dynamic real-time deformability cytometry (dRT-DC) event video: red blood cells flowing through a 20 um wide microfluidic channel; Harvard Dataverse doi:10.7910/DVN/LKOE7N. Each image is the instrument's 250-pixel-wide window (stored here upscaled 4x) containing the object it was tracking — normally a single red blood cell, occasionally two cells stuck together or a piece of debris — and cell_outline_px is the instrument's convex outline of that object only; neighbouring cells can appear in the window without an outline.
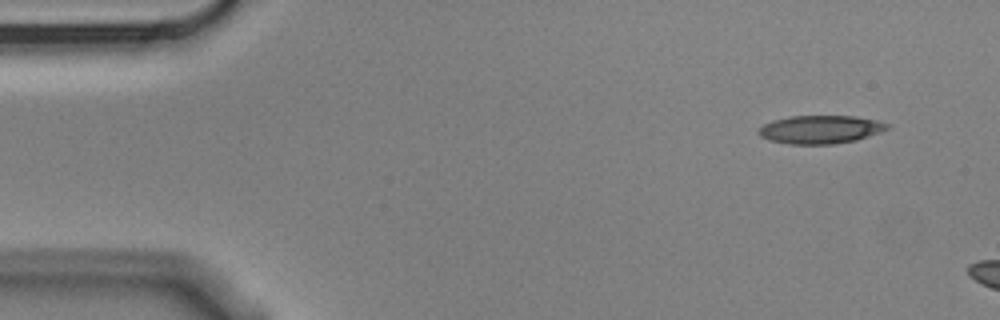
{"species": "Egyptian fruit bat (a non-hibernating species)", "species_latin": "Rousettus aegyptiacus", "temperature_condition": "cold", "stored_images_in_passage": 3, "camera_frame_rate_fps": 3000, "um_per_image_px": 0.085, "animal": {"sex": "male"}, "frame": {"image": 1, "passage_image": 1, "time_ms": 0.0, "image_size_px": [1000, 320], "cell_outline_px": [[892, 128], [856, 140], [832, 144], [788, 144], [768, 140], [760, 136], [756, 132], [764, 124], [772, 120], [792, 116], [856, 116], [876, 120], [892, 124]], "centroid_in_image_um": [69.76, 11.0], "position_along_channel_um": 15.2, "area_um2": 21.33}}